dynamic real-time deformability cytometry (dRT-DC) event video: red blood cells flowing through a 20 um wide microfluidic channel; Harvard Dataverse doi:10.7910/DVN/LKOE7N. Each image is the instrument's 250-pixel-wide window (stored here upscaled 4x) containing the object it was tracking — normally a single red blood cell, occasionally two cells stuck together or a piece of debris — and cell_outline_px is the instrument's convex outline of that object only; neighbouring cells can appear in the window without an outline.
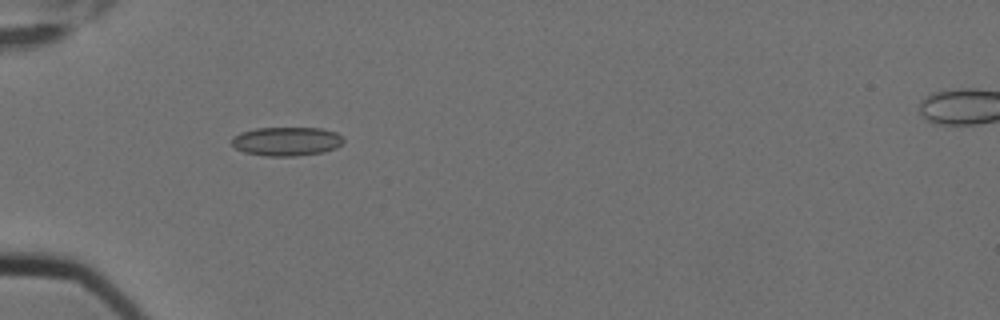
{"species": "Egyptian fruit bat (a non-hibernating species)", "species_latin": "Rousettus aegyptiacus", "temperature_condition": "cold", "stored_images_in_passage": 3, "camera_frame_rate_fps": 3000, "um_per_image_px": 0.085, "animal": {"sex": "female"}, "frame": {"image": 1, "passage_image": 2, "time_ms": 0.333, "image_size_px": [1000, 320], "cell_outline_px": [[344, 140], [336, 148], [324, 152], [292, 156], [264, 156], [244, 152], [236, 148], [232, 144], [232, 136], [240, 132], [256, 128], [320, 128], [336, 132], [344, 136]], "centroid_in_image_um": [24.36, 12.01], "position_along_channel_um": 60.6, "area_um2": 18.9}}
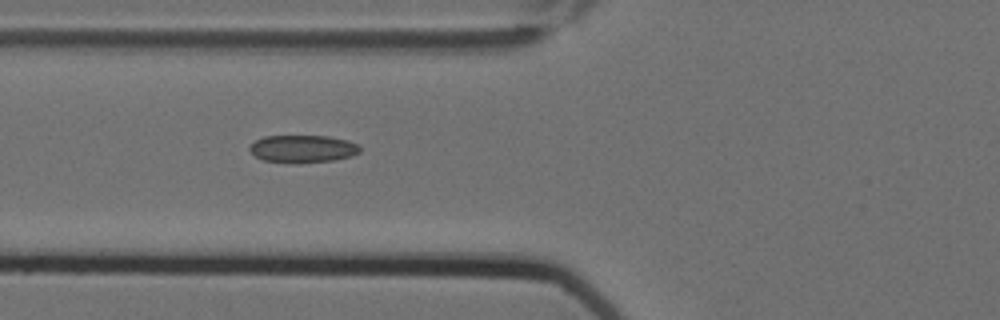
{"frame": {"image": 2, "passage_image": 3, "time_ms": 0.667, "image_size_px": [1000, 320], "cell_outline_px": [[360, 152], [352, 156], [336, 160], [264, 160], [256, 156], [248, 148], [256, 140], [264, 136], [328, 136], [348, 140], [360, 144]], "centroid_in_image_um": [25.81, 12.59], "position_along_channel_um": 100.0, "area_um2": 16.88}}